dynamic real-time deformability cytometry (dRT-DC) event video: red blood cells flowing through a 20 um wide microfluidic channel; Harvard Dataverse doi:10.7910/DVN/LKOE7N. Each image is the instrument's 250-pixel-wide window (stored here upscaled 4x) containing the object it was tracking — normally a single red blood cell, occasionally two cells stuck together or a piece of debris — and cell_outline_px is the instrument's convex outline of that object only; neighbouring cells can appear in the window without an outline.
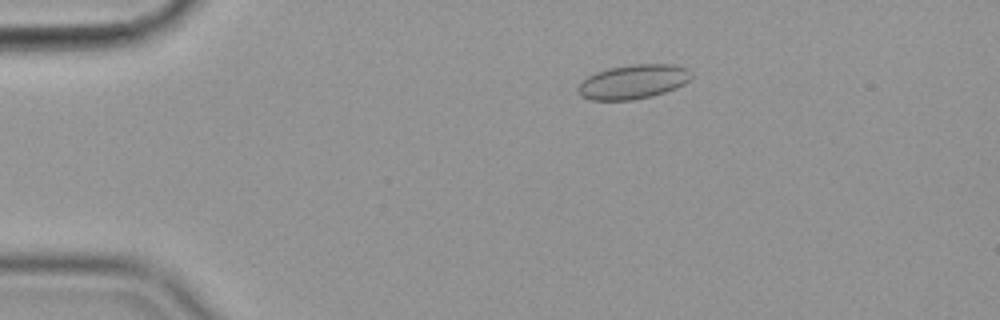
{"species": "common noctule bat (a hibernating species)", "species_latin": "Nyctalus noctula", "temperature_condition": "cold", "stored_images_in_passage": 47, "camera_frame_rate_fps": 3000, "um_per_image_px": 0.085, "animal": {"sex": "female", "body_mass_g": 19.9}, "frame": {"image": 1, "passage_image": 1, "time_ms": 0.0, "image_size_px": [1000, 320], "cell_outline_px": [[692, 76], [684, 84], [676, 88], [652, 96], [632, 100], [592, 100], [580, 96], [576, 92], [576, 88], [588, 76], [596, 72], [608, 68], [632, 64], [672, 64], [688, 68], [692, 72]], "centroid_in_image_um": [53.81, 6.95], "position_along_channel_um": 31.2, "area_um2": 22.77}}
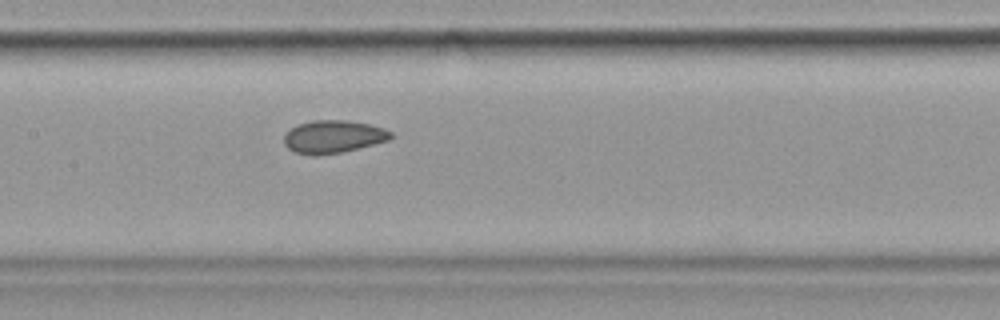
{"frame": {"image": 2, "passage_image": 18, "time_ms": 5.667, "image_size_px": [1000, 320], "cell_outline_px": [[392, 136], [388, 140], [340, 152], [292, 152], [284, 144], [284, 136], [296, 124], [312, 120], [344, 120], [368, 124], [384, 128], [392, 132]], "centroid_in_image_um": [28.33, 11.56], "position_along_channel_um": 179.1, "area_um2": 19.54}}
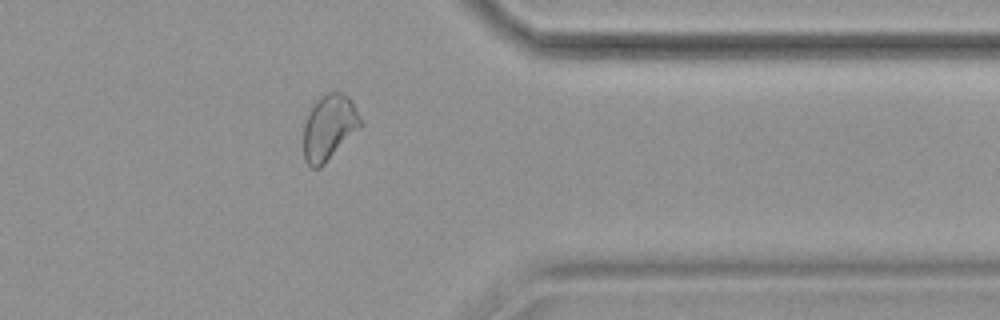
{"frame": {"image": 3, "passage_image": 36, "time_ms": 11.667, "image_size_px": [1000, 320], "cell_outline_px": [[360, 128], [320, 168], [312, 168], [304, 160], [304, 124], [308, 112], [316, 100], [320, 96], [328, 92], [340, 92], [348, 96], [352, 100], [360, 116]], "centroid_in_image_um": [27.96, 10.82], "position_along_channel_um": 383.4, "area_um2": 21.68}, "authors_computed_cell_mechanics": {"area_um2": 21.2704, "velocity_mm_per_s": 3.56, "shape_relaxation_time_tau1_ms": 7.7079, "shape_relaxation_time_tau2_ms": 1.6369, "deformation_change_tau1": 0.077, "deformation_change_tau2": 0.0503}}